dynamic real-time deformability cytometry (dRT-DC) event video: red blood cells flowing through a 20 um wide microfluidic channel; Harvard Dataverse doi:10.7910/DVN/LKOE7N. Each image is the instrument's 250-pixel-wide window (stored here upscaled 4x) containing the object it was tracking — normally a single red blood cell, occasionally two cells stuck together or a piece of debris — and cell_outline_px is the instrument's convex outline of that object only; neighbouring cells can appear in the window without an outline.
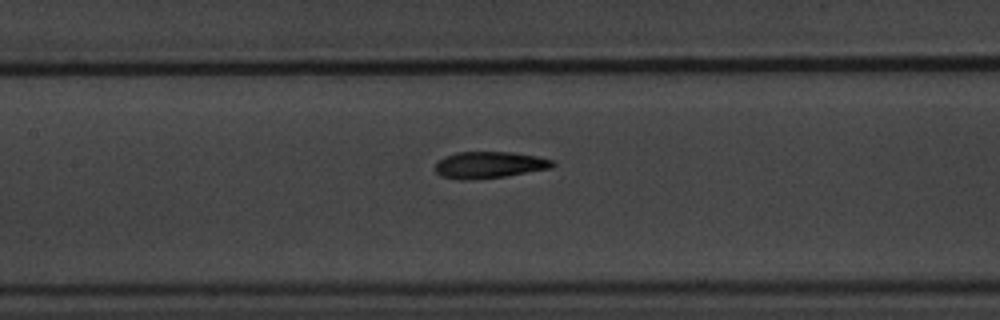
{"species": "common noctule bat (a hibernating species)", "species_latin": "Nyctalus noctula", "temperature_condition": "warm", "stored_images_in_passage": 6, "segment_of_instrument_passage": [2, 2], "camera_frame_rate_fps": 3000, "um_per_image_px": 0.085, "animal": {"sex": "male", "body_mass_g": 20.1, "forearm_length_mm": 53.5}, "frame": {"image": 1, "passage_image": 6, "time_ms": 6.0, "image_size_px": [1000, 320], "cell_outline_px": [[556, 164], [552, 168], [504, 176], [468, 180], [460, 180], [440, 176], [436, 172], [436, 164], [444, 156], [460, 152], [512, 152], [536, 156], [556, 160]], "centroid_in_image_um": [41.62, 14.01], "position_along_channel_um": 165.8, "area_um2": 18.21}}